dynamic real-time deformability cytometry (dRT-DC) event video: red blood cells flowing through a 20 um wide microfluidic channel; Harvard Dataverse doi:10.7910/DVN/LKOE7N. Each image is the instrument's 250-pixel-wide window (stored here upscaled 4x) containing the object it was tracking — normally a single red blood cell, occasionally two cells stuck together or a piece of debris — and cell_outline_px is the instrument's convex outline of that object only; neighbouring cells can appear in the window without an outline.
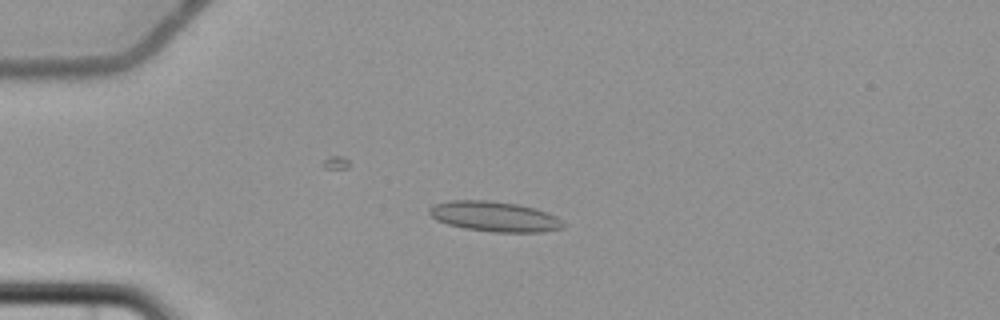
{"species": "common noctule bat (a hibernating species)", "species_latin": "Nyctalus noctula", "temperature_condition": "cold", "stored_images_in_passage": 4, "camera_frame_rate_fps": 3000, "um_per_image_px": 0.085, "animal": {"sex": "female", "body_mass_g": 22.7, "forearm_length_mm": 54.2}, "frame": {"image": 1, "passage_image": 2, "time_ms": 1.333, "image_size_px": [1000, 320], "cell_outline_px": [[564, 228], [544, 232], [496, 232], [464, 228], [448, 224], [436, 220], [428, 212], [428, 208], [436, 204], [452, 200], [488, 200], [516, 204], [536, 208], [548, 212], [556, 216], [564, 224]], "centroid_in_image_um": [42.05, 18.4], "position_along_channel_um": 42.9, "area_um2": 23.52}}
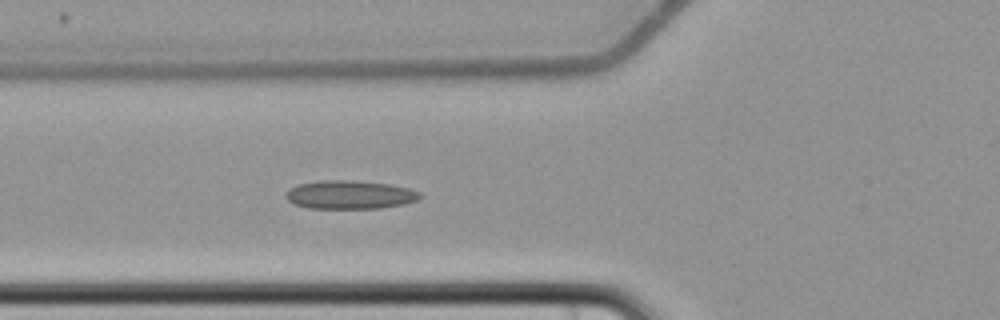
{"frame": {"image": 2, "passage_image": 4, "time_ms": 3.667, "image_size_px": [1000, 320], "cell_outline_px": [[420, 196], [416, 200], [404, 204], [380, 208], [308, 208], [292, 204], [284, 196], [288, 188], [296, 184], [320, 180], [348, 180], [388, 184], [408, 188], [420, 192]], "centroid_in_image_um": [29.65, 16.55], "position_along_channel_um": 96.1, "area_um2": 22.31}}